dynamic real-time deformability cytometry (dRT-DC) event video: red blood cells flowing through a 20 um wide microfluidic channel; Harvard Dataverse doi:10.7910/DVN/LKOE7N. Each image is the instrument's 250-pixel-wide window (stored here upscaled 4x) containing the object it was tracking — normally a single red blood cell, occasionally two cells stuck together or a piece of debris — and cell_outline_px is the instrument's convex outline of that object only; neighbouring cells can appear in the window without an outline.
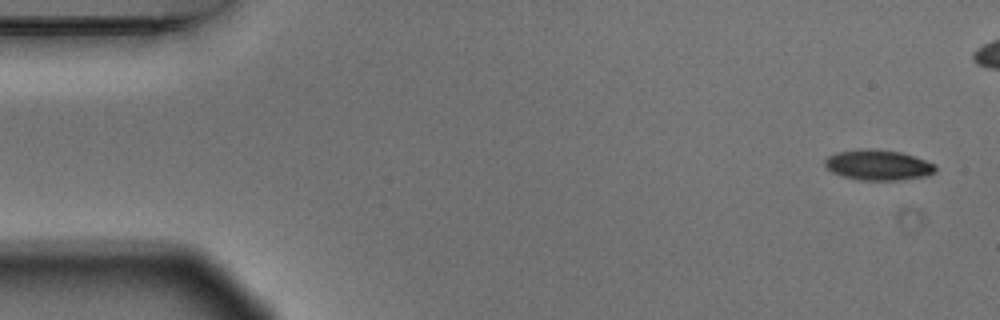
{"species": "Egyptian fruit bat (a non-hibernating species)", "species_latin": "Rousettus aegyptiacus", "temperature_condition": "warm", "stored_images_in_passage": 5, "camera_frame_rate_fps": 3000, "um_per_image_px": 0.085, "animal": {"sex": "male"}, "frame": {"image": 1, "passage_image": 1, "time_ms": 0.0, "image_size_px": [1000, 320], "cell_outline_px": [[936, 172], [928, 176], [900, 180], [860, 180], [840, 176], [832, 172], [824, 164], [824, 160], [828, 156], [836, 152], [864, 148], [872, 148], [900, 152], [936, 164]], "centroid_in_image_um": [74.63, 14.03], "position_along_channel_um": 10.4, "area_um2": 19.77}}
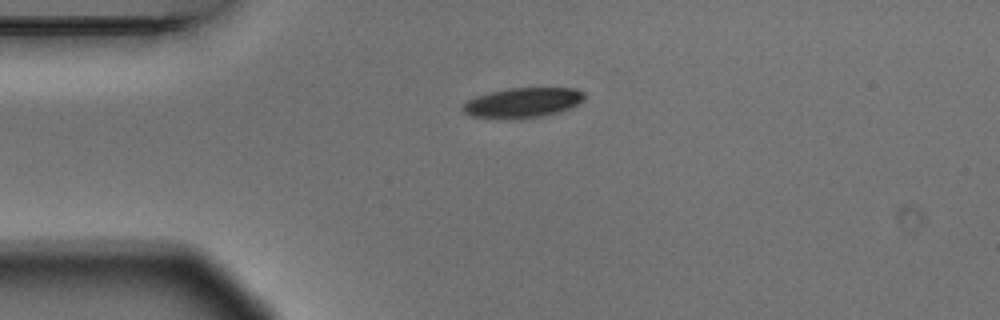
{"frame": {"image": 2, "passage_image": 5, "time_ms": 1.333, "image_size_px": [1000, 320], "cell_outline_px": [[584, 96], [576, 104], [568, 108], [544, 116], [472, 116], [464, 112], [460, 108], [468, 100], [476, 96], [508, 88], [576, 88], [584, 92]], "centroid_in_image_um": [44.44, 8.67], "position_along_channel_um": 40.6, "area_um2": 20.06}}